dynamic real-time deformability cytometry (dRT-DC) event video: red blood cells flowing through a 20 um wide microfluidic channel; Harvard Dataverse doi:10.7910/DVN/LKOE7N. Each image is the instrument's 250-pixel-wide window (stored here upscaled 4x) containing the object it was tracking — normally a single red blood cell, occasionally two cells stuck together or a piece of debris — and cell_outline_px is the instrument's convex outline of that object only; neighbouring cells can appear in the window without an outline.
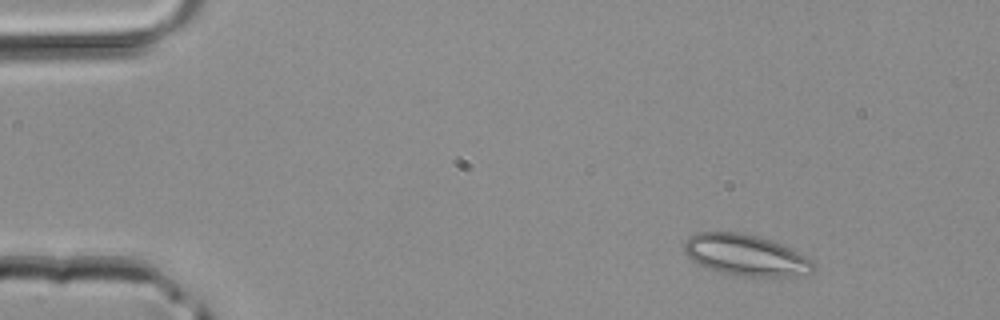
{"species": "common noctule bat (a hibernating species)", "species_latin": "Nyctalus noctula", "temperature_condition": "room temperature", "stored_images_in_passage": 44, "camera_frame_rate_fps": 3000, "um_per_image_px": 0.085, "animal": {"sex": "male", "body_mass_g": 20.4}, "frame": {"image": 1, "passage_image": 6, "time_ms": 1.667, "image_size_px": [1000, 320], "cell_outline_px": [[812, 272], [788, 276], [744, 276], [724, 272], [700, 264], [692, 260], [684, 252], [684, 244], [688, 236], [696, 232], [740, 232], [756, 236], [780, 244], [812, 260]], "centroid_in_image_um": [63.32, 21.66], "position_along_channel_um": 21.7, "area_um2": 30.11}}
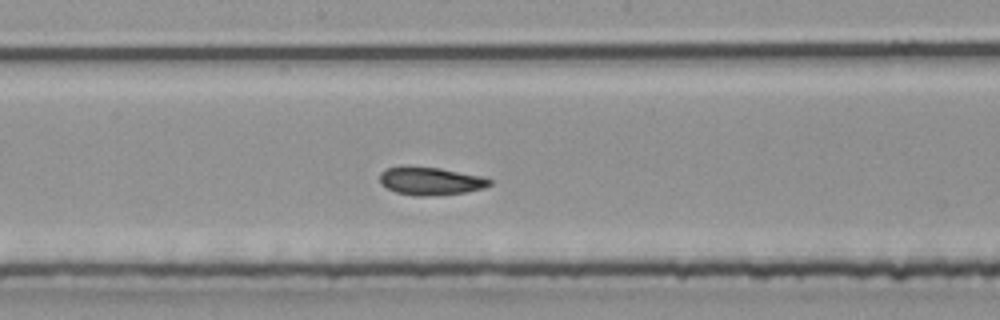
{"frame": {"image": 2, "passage_image": 24, "time_ms": 7.667, "image_size_px": [1000, 320], "cell_outline_px": [[492, 184], [484, 188], [464, 192], [424, 196], [416, 196], [396, 192], [380, 184], [380, 172], [388, 168], [440, 168], [484, 176], [492, 180]], "centroid_in_image_um": [36.65, 15.4], "position_along_channel_um": 211.5, "area_um2": 17.46}}
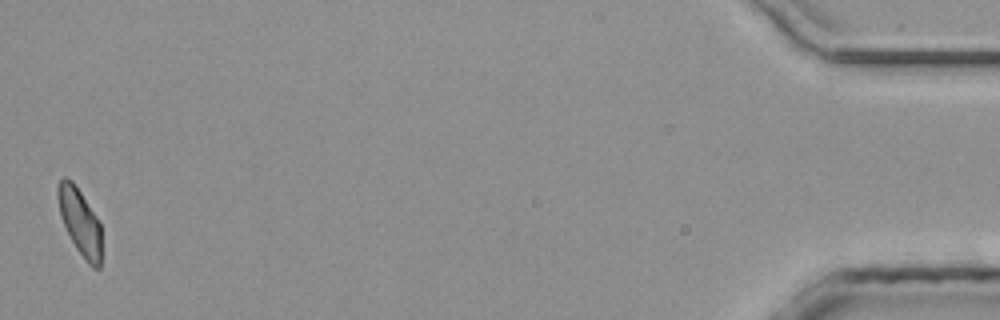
{"frame": {"image": 3, "passage_image": 44, "time_ms": 14.333, "image_size_px": [1000, 320], "cell_outline_px": [[100, 268], [92, 268], [88, 264], [76, 248], [60, 216], [56, 196], [56, 188], [60, 180], [64, 176], [72, 180], [96, 216], [100, 224]], "centroid_in_image_um": [6.76, 18.82], "position_along_channel_um": 428.4, "area_um2": 16.7}}